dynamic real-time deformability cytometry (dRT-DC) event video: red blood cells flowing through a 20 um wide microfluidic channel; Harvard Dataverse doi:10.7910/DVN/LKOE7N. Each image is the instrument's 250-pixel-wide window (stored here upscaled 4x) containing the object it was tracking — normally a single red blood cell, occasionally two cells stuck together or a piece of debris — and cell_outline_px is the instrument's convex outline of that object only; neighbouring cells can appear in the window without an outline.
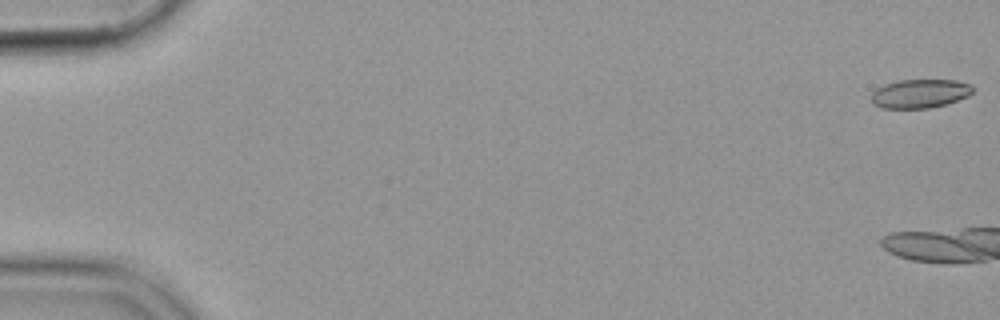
{"species": "common noctule bat (a hibernating species)", "species_latin": "Nyctalus noctula", "temperature_condition": "cold", "stored_images_in_passage": 17, "camera_frame_rate_fps": 3000, "um_per_image_px": 0.085, "animal": {"sex": "female", "body_mass_g": 19.9}, "frame": {"image": 1, "passage_image": 1, "time_ms": 0.0, "image_size_px": [1000, 320], "cell_outline_px": [[972, 92], [968, 96], [944, 104], [928, 108], [884, 108], [872, 104], [872, 92], [876, 88], [884, 84], [900, 80], [956, 80], [972, 84]], "centroid_in_image_um": [78.17, 7.94], "position_along_channel_um": 6.8, "area_um2": 16.94}}